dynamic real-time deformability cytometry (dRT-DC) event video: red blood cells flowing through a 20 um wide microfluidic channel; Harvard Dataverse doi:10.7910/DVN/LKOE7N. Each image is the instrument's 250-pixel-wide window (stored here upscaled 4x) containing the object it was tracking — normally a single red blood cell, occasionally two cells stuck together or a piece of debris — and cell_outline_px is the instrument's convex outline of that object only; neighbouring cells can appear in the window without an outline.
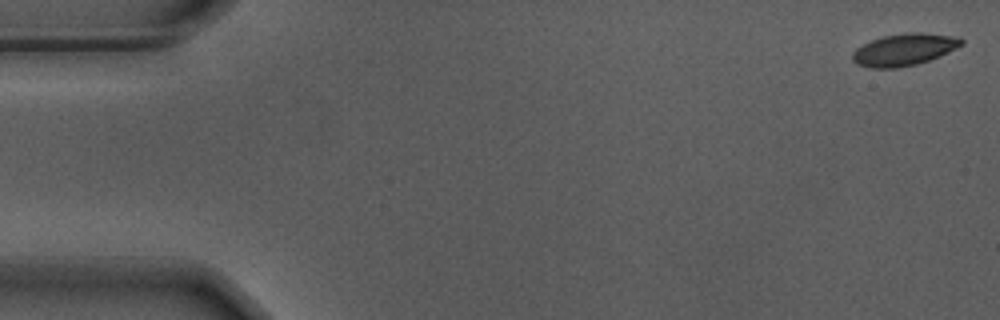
{"species": "Egyptian fruit bat (a non-hibernating species)", "species_latin": "Rousettus aegyptiacus", "temperature_condition": "warm", "stored_images_in_passage": 16, "camera_frame_rate_fps": 3000, "um_per_image_px": 0.085, "animal": {"sex": "male"}, "frame": {"image": 1, "passage_image": 1, "time_ms": 0.0, "image_size_px": [1000, 320], "cell_outline_px": [[964, 44], [948, 52], [928, 60], [916, 64], [896, 68], [872, 68], [856, 64], [852, 60], [852, 52], [856, 48], [872, 40], [884, 36], [908, 32], [920, 32], [960, 36], [964, 40]], "centroid_in_image_um": [76.87, 4.2], "position_along_channel_um": 8.1, "area_um2": 20.35}}
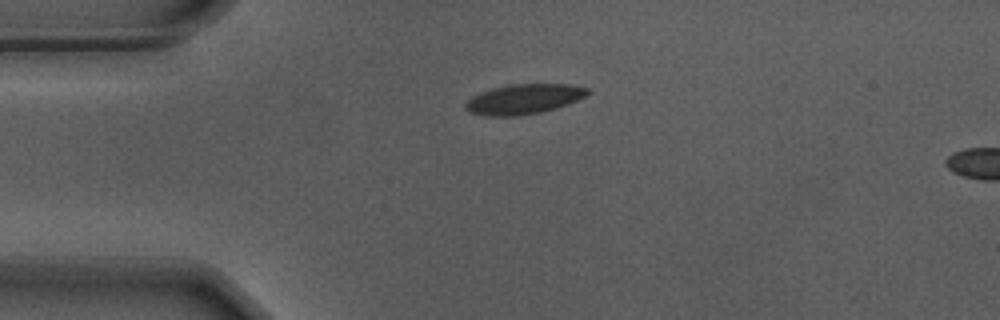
{"frame": {"image": 2, "passage_image": 13, "time_ms": 4.0, "image_size_px": [1000, 320], "cell_outline_px": [[588, 92], [584, 96], [576, 100], [556, 108], [540, 112], [516, 116], [484, 116], [468, 112], [464, 108], [464, 104], [472, 96], [492, 88], [516, 84], [568, 84], [588, 88]], "centroid_in_image_um": [44.46, 8.43], "position_along_channel_um": 40.5, "area_um2": 21.1}}